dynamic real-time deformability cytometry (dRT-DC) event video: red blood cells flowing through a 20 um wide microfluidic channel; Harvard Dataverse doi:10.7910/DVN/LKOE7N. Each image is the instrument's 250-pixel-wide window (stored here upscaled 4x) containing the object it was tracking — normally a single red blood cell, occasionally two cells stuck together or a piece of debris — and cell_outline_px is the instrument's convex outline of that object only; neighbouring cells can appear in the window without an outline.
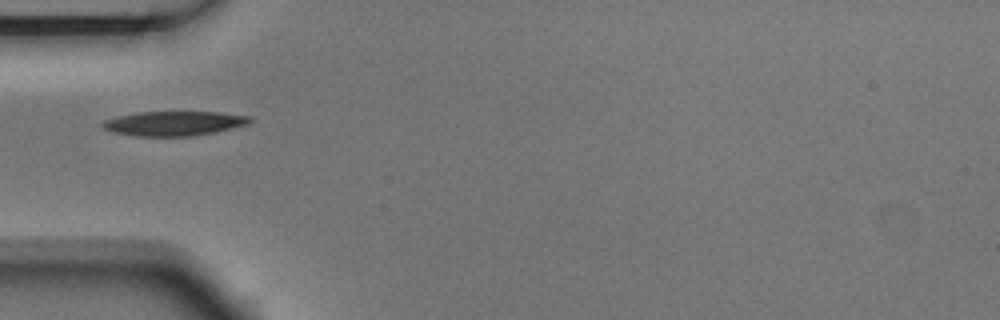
{"species": "Egyptian fruit bat (a non-hibernating species)", "species_latin": "Rousettus aegyptiacus", "temperature_condition": "room temperature", "stored_images_in_passage": 2, "camera_frame_rate_fps": 3000, "um_per_image_px": 0.085, "animal": {"sex": "male"}, "frame": {"image": 1, "passage_image": 1, "time_ms": 0.0, "image_size_px": [1000, 320], "cell_outline_px": [[252, 120], [244, 124], [232, 128], [192, 136], [136, 136], [112, 132], [104, 128], [100, 124], [104, 120], [116, 116], [140, 112], [220, 112], [252, 116]], "centroid_in_image_um": [14.74, 10.48], "position_along_channel_um": 70.3, "area_um2": 20.92}}